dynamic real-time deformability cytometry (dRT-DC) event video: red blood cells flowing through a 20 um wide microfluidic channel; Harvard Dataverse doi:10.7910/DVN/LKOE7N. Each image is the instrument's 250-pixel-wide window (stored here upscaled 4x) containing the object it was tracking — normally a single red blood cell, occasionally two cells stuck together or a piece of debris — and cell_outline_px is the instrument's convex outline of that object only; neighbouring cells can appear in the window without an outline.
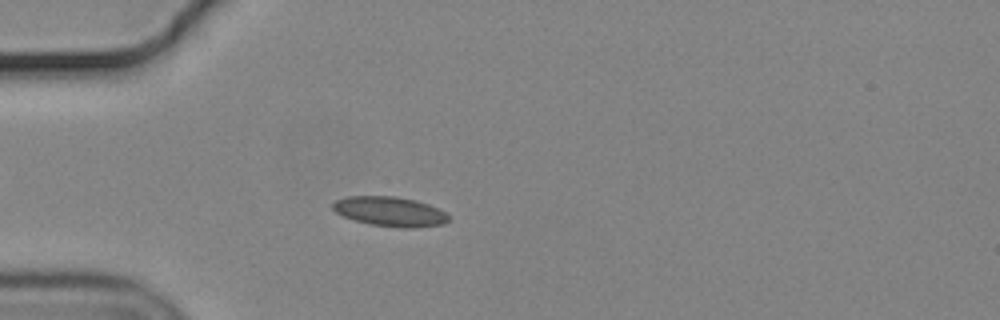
{"species": "common noctule bat (a hibernating species)", "species_latin": "Nyctalus noctula", "temperature_condition": "cold", "stored_images_in_passage": 52, "camera_frame_rate_fps": 3000, "um_per_image_px": 0.085, "animal": {"sex": "male", "body_mass_g": 19.2, "forearm_length_mm": 51.8}, "frame": {"image": 1, "passage_image": 12, "time_ms": 3.667, "image_size_px": [1000, 320], "cell_outline_px": [[448, 220], [444, 224], [412, 228], [404, 228], [372, 224], [356, 220], [344, 216], [336, 212], [332, 208], [332, 204], [336, 200], [348, 196], [396, 196], [416, 200], [428, 204], [444, 212], [448, 216]], "centroid_in_image_um": [33.14, 17.97], "position_along_channel_um": 51.9, "area_um2": 19.77}}
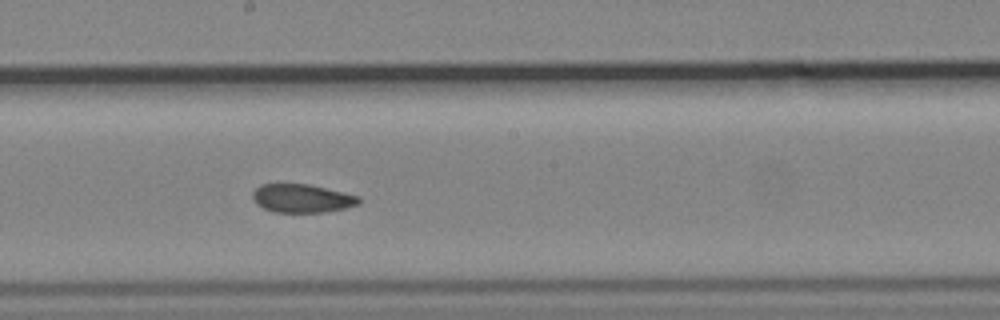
{"frame": {"image": 2, "passage_image": 27, "time_ms": 8.667, "image_size_px": [1000, 320], "cell_outline_px": [[360, 204], [344, 208], [324, 212], [272, 212], [256, 204], [252, 196], [252, 192], [260, 184], [308, 184], [360, 196]], "centroid_in_image_um": [25.65, 16.86], "position_along_channel_um": 222.5, "area_um2": 17.57}}
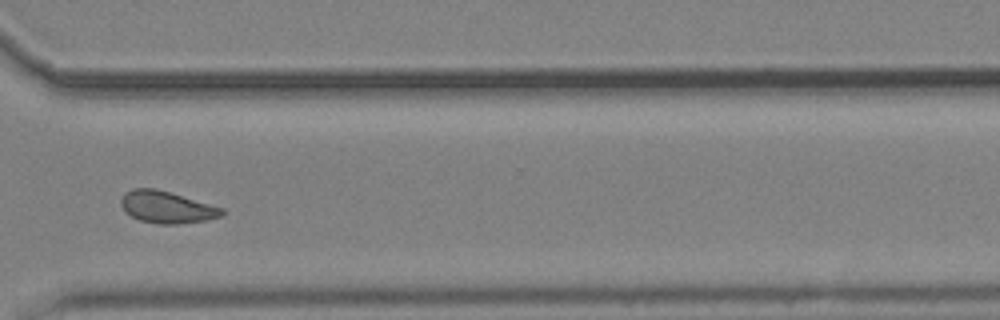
{"frame": {"image": 3, "passage_image": 38, "time_ms": 12.333, "image_size_px": [1000, 320], "cell_outline_px": [[224, 212], [220, 216], [204, 220], [176, 224], [160, 224], [140, 220], [132, 216], [120, 204], [120, 200], [124, 192], [132, 188], [156, 188], [224, 208]], "centroid_in_image_um": [14.15, 17.59], "position_along_channel_um": 356.4, "area_um2": 18.55}, "authors_computed_cell_mechanics": {"area_um2": 18.6983, "velocity_mm_per_s": 3.6508, "shape_relaxation_time_tau1_ms": null, "shape_relaxation_time_tau2_ms": 2.7824, "deformation_change_tau1": null, "deformation_change_tau2": 0.0863}}